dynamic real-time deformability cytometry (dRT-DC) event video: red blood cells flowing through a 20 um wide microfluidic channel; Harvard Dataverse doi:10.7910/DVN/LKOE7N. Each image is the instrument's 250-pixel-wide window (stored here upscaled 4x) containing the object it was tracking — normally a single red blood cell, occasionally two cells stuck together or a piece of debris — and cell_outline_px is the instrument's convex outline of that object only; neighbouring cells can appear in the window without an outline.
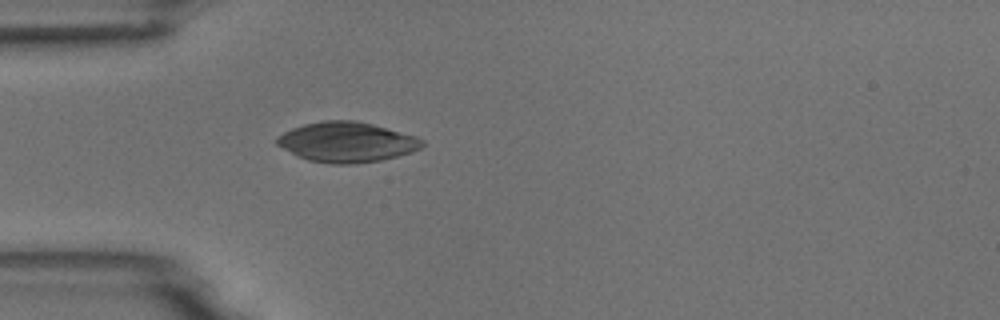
{"species": "common noctule bat (a hibernating species)", "species_latin": "Nyctalus noctula", "temperature_condition": "room temperature", "stored_images_in_passage": 1, "camera_frame_rate_fps": 3000, "um_per_image_px": 0.085, "animal": {"sex": "male", "body_mass_g": 18.8}, "frame": {"image": 1, "passage_image": 1, "time_ms": 0.0, "image_size_px": [1000, 320], "cell_outline_px": [[424, 144], [420, 148], [412, 152], [380, 160], [356, 164], [332, 164], [308, 160], [276, 144], [276, 136], [292, 128], [304, 124], [324, 120], [356, 120], [372, 124], [416, 136], [424, 140]], "centroid_in_image_um": [29.48, 12.07], "position_along_channel_um": 55.5, "area_um2": 33.76}}